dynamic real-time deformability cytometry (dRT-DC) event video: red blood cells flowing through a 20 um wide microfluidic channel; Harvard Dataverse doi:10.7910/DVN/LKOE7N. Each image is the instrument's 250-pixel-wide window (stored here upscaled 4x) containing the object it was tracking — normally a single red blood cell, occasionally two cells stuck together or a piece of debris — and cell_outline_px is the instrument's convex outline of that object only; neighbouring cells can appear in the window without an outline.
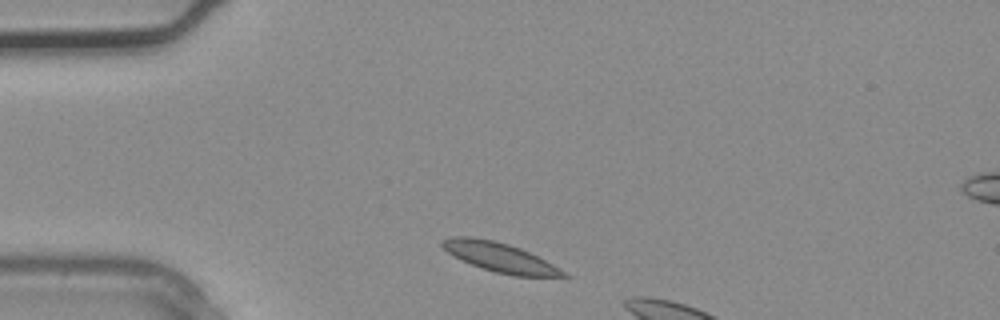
{"species": "common noctule bat (a hibernating species)", "species_latin": "Nyctalus noctula", "temperature_condition": "warm", "stored_images_in_passage": 2, "segment_of_instrument_passage": [1, 2], "camera_frame_rate_fps": 3000, "um_per_image_px": 0.085, "animal": {"sex": "male", "body_mass_g": 20.4}, "frame": {"image": 1, "passage_image": 1, "time_ms": 0.0, "image_size_px": [1000, 320], "cell_outline_px": [[568, 276], [516, 276], [496, 272], [460, 260], [452, 256], [440, 244], [440, 240], [452, 236], [472, 236], [492, 240], [508, 244], [520, 248], [552, 264], [564, 272]], "centroid_in_image_um": [42.39, 21.84], "position_along_channel_um": 42.6, "area_um2": 20.29}}